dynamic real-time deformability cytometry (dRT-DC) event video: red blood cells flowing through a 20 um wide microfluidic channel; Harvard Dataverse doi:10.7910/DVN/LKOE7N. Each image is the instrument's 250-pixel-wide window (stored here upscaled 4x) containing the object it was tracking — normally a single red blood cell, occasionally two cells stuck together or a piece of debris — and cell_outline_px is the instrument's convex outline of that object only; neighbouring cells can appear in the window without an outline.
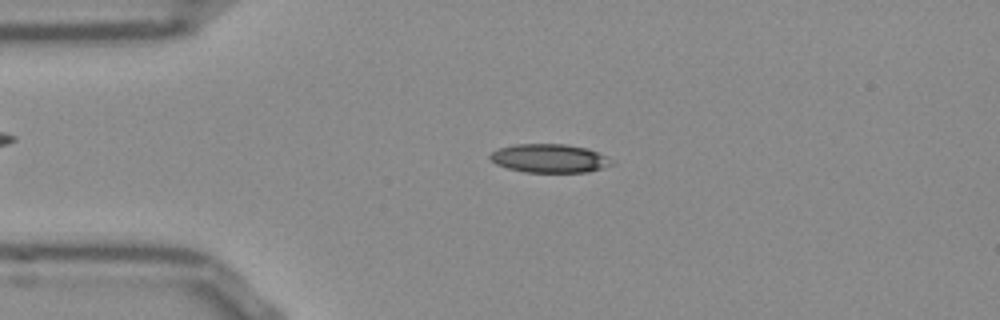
{"species": "Egyptian fruit bat (a non-hibernating species)", "species_latin": "Rousettus aegyptiacus", "temperature_condition": "room temperature", "stored_images_in_passage": 47, "camera_frame_rate_fps": 3000, "um_per_image_px": 0.085, "frame": {"image": 1, "passage_image": 7, "time_ms": 2.0, "image_size_px": [1000, 320], "cell_outline_px": [[616, 164], [604, 168], [588, 172], [524, 172], [508, 168], [496, 164], [488, 156], [492, 152], [500, 148], [516, 144], [564, 144], [588, 148], [604, 156]], "centroid_in_image_um": [46.72, 13.46], "position_along_channel_um": 38.3, "area_um2": 20.17}}
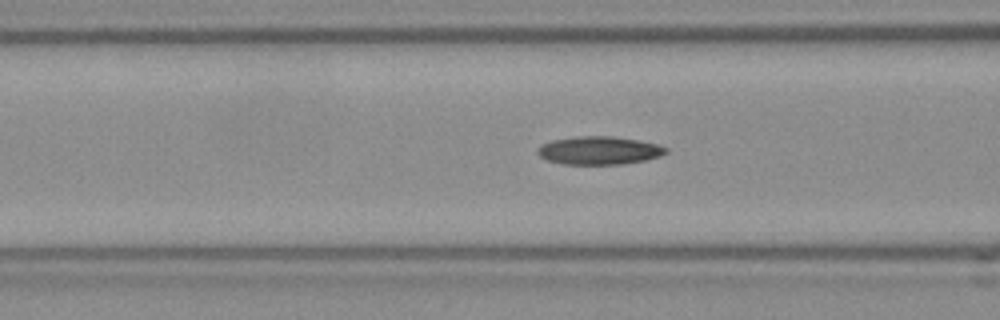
{"frame": {"image": 2, "passage_image": 15, "time_ms": 4.667, "image_size_px": [1000, 320], "cell_outline_px": [[668, 152], [660, 156], [644, 160], [624, 164], [564, 164], [548, 160], [540, 156], [536, 152], [544, 144], [552, 140], [580, 136], [612, 136], [636, 140], [656, 144], [668, 148]], "centroid_in_image_um": [50.95, 12.79], "position_along_channel_um": 115.6, "area_um2": 20.75}}
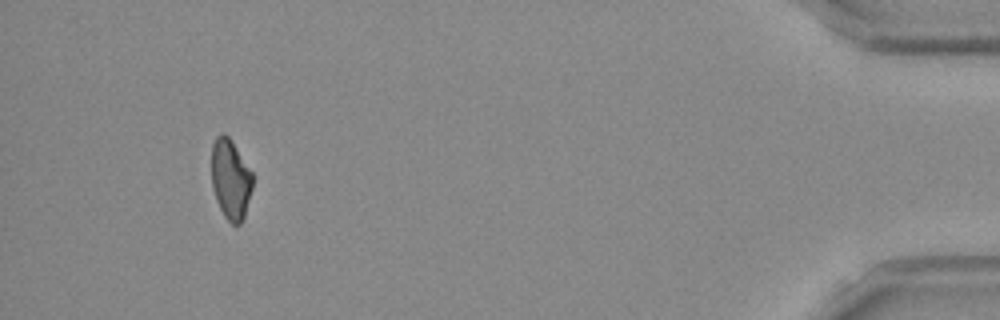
{"frame": {"image": 3, "passage_image": 44, "time_ms": 14.333, "image_size_px": [1000, 320], "cell_outline_px": [[252, 188], [244, 216], [240, 224], [232, 224], [224, 216], [216, 200], [212, 188], [212, 144], [216, 136], [220, 132], [224, 132], [232, 140], [252, 172]], "centroid_in_image_um": [19.58, 15.2], "position_along_channel_um": 415.6, "area_um2": 19.19}, "authors_computed_cell_mechanics": {"area_um2": 20.1144, "velocity_mm_per_s": 3.8644, "shape_relaxation_time_tau1_ms": null, "shape_relaxation_time_tau2_ms": 10.7415, "deformation_change_tau1": null, "deformation_change_tau2": 0.222}}